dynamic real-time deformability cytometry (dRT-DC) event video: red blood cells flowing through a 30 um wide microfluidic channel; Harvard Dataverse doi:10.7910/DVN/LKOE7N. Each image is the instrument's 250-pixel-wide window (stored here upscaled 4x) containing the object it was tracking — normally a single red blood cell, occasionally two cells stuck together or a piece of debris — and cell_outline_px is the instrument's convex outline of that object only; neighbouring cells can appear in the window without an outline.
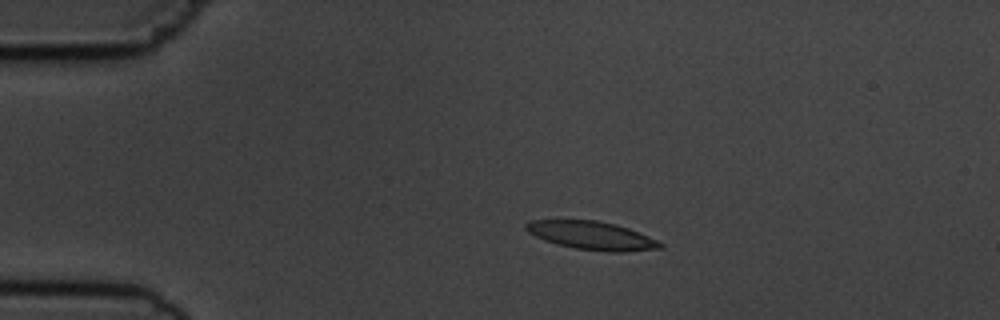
{"species": "common noctule bat (a hibernating species)", "species_latin": "Nyctalus noctula", "temperature_condition": "cold", "stored_images_in_passage": 5, "camera_frame_rate_fps": 3000, "um_per_image_px": 0.085, "animal": {"sex": "male", "body_mass_g": 19.5, "forearm_length_mm": 54.6}, "frame": {"image": 1, "passage_image": 2, "time_ms": 1.0, "image_size_px": [1000, 320], "cell_outline_px": [[664, 248], [624, 252], [608, 252], [576, 248], [556, 244], [544, 240], [528, 232], [524, 228], [524, 224], [532, 220], [596, 220], [616, 224], [628, 228], [648, 236], [664, 244]], "centroid_in_image_um": [50.3, 20.02], "position_along_channel_um": 34.7, "area_um2": 22.14}}
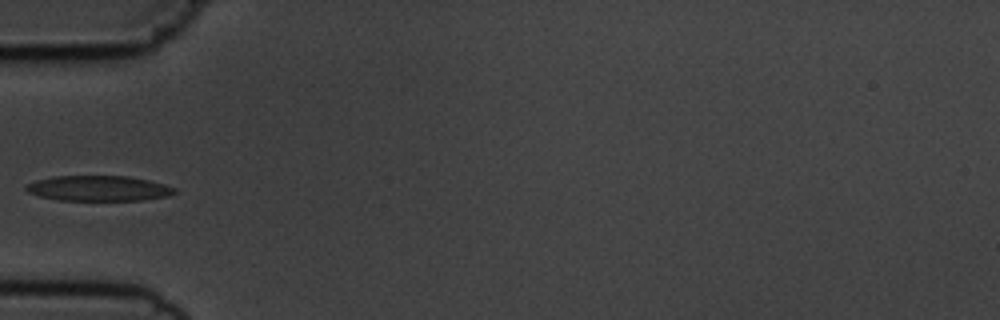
{"frame": {"image": 2, "passage_image": 4, "time_ms": 3.333, "image_size_px": [1000, 320], "cell_outline_px": [[176, 192], [168, 196], [144, 200], [56, 200], [40, 196], [28, 192], [24, 188], [28, 184], [36, 180], [52, 176], [128, 176], [148, 180], [164, 184], [176, 188]], "centroid_in_image_um": [8.38, 16.01], "position_along_channel_um": 76.6, "area_um2": 21.91}}
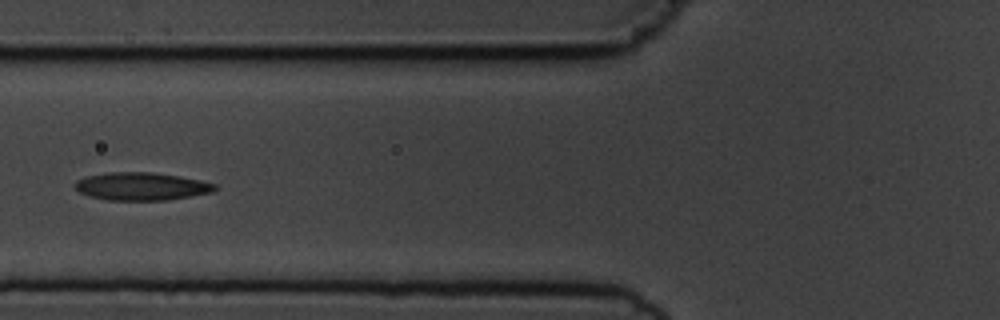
{"frame": {"image": 3, "passage_image": 5, "time_ms": 4.333, "image_size_px": [1000, 320], "cell_outline_px": [[216, 188], [212, 192], [168, 200], [108, 200], [88, 196], [80, 192], [72, 184], [76, 180], [84, 176], [112, 172], [152, 172], [180, 176], [200, 180], [216, 184]], "centroid_in_image_um": [11.98, 15.83], "position_along_channel_um": 113.8, "area_um2": 22.77}}